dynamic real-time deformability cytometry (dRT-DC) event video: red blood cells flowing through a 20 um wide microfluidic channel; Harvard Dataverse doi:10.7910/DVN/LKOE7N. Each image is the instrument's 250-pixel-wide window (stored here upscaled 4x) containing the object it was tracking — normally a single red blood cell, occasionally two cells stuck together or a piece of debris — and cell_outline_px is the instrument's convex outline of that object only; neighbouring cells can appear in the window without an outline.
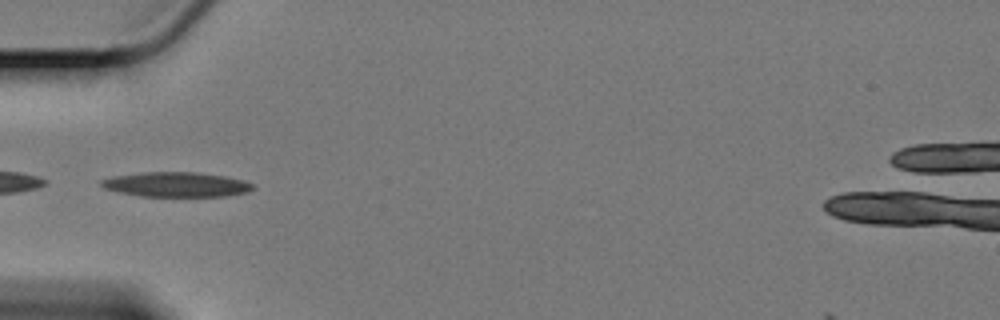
{"species": "Egyptian fruit bat (a non-hibernating species)", "species_latin": "Rousettus aegyptiacus", "temperature_condition": "cold", "stored_images_in_passage": 41, "camera_frame_rate_fps": 3000, "um_per_image_px": 0.085, "animal": {"sex": "female"}, "frame": {"image": 1, "passage_image": 1, "time_ms": 0.0, "image_size_px": [1000, 320], "cell_outline_px": [[252, 188], [248, 192], [224, 196], [140, 196], [120, 192], [104, 188], [100, 184], [100, 180], [112, 176], [144, 172], [196, 172], [224, 176], [244, 180], [252, 184]], "centroid_in_image_um": [14.95, 15.68], "position_along_channel_um": 70.0, "area_um2": 21.73}}
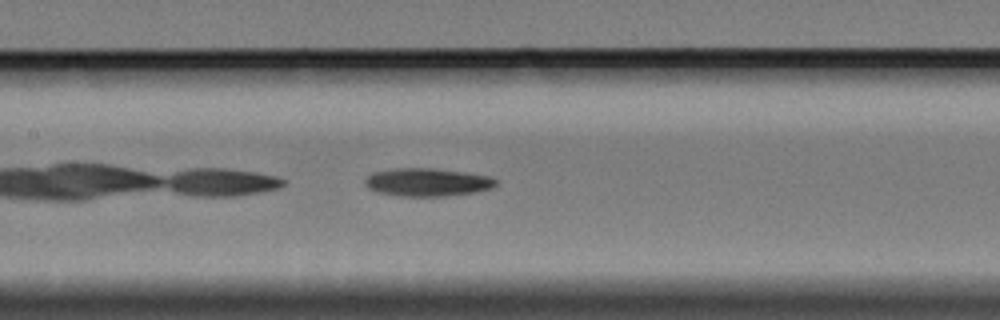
{"frame": {"image": 2, "passage_image": 10, "time_ms": 3.0, "image_size_px": [1000, 320], "cell_outline_px": [[496, 184], [492, 188], [472, 192], [444, 196], [404, 196], [380, 192], [368, 188], [364, 184], [364, 180], [372, 172], [396, 168], [432, 168], [464, 172], [488, 176], [496, 180]], "centroid_in_image_um": [36.29, 15.48], "position_along_channel_um": 171.1, "area_um2": 21.1}}
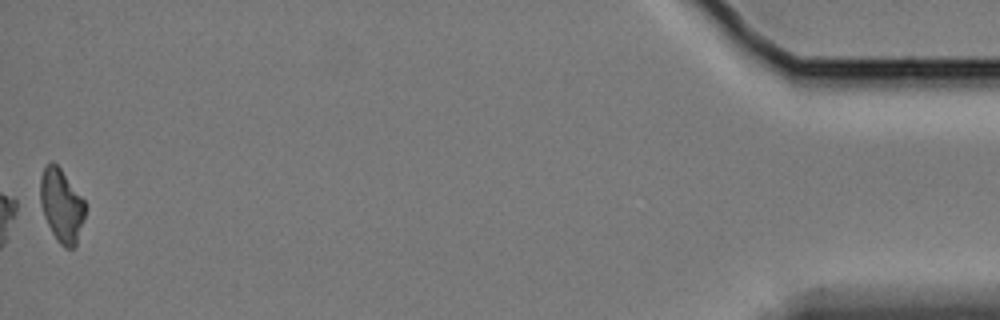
{"frame": {"image": 3, "passage_image": 41, "time_ms": 13.333, "image_size_px": [1000, 320], "cell_outline_px": [[84, 216], [76, 244], [72, 248], [64, 248], [56, 240], [44, 216], [40, 204], [40, 176], [44, 168], [48, 164], [56, 164], [60, 168], [84, 200]], "centroid_in_image_um": [5.2, 17.49], "position_along_channel_um": 430.0, "area_um2": 18.73}, "authors_computed_cell_mechanics": {"area_um2": 20.4612, "velocity_mm_per_s": 3.3484, "shape_relaxation_time_tau1_ms": 5.3096, "shape_relaxation_time_tau2_ms": null, "deformation_change_tau1": 0.1317, "deformation_change_tau2": null}}